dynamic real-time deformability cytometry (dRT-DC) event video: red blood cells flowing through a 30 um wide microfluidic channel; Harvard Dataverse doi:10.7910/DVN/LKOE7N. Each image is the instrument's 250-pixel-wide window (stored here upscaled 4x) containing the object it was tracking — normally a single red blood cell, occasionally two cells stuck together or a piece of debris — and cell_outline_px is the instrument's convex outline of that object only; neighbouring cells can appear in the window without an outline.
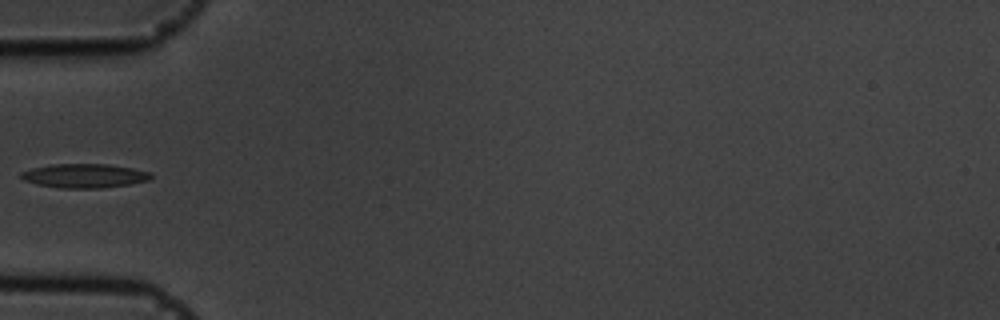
{"species": "common noctule bat (a hibernating species)", "species_latin": "Nyctalus noctula", "temperature_condition": "cold", "stored_images_in_passage": 35, "camera_frame_rate_fps": 3000, "um_per_image_px": 0.085, "animal": {"sex": "male", "body_mass_g": 19.5, "forearm_length_mm": 54.6}, "frame": {"image": 1, "passage_image": 1, "time_ms": 0.0, "image_size_px": [1000, 320], "cell_outline_px": [[152, 176], [148, 180], [128, 184], [100, 188], [60, 188], [36, 184], [24, 180], [20, 176], [20, 172], [32, 168], [52, 164], [108, 164], [132, 168], [148, 172]], "centroid_in_image_um": [7.12, 14.94], "position_along_channel_um": 77.9, "area_um2": 18.03}}
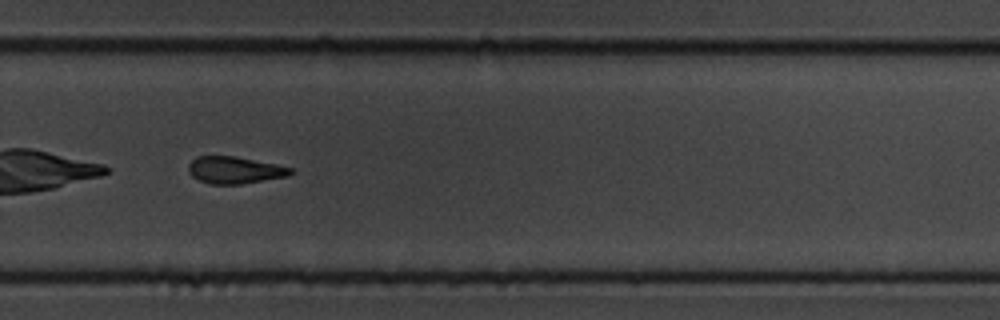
{"frame": {"image": 2, "passage_image": 20, "time_ms": 6.333, "image_size_px": [1000, 320], "cell_outline_px": [[292, 172], [288, 176], [240, 184], [208, 184], [192, 176], [188, 172], [188, 164], [196, 156], [236, 156], [276, 164], [292, 168]], "centroid_in_image_um": [19.92, 14.45], "position_along_channel_um": 309.9, "area_um2": 16.07}}